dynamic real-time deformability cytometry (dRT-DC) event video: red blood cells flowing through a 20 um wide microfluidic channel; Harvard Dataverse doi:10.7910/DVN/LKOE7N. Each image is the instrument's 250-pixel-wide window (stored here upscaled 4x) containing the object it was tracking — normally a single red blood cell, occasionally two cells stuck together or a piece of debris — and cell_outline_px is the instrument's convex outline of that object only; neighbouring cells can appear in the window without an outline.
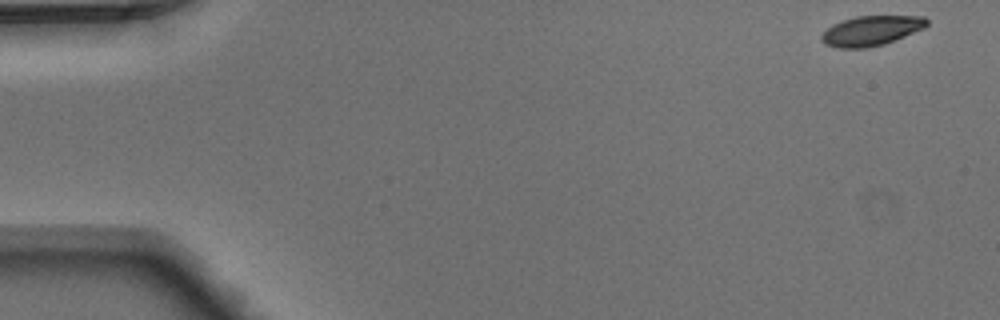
{"species": "Egyptian fruit bat (a non-hibernating species)", "species_latin": "Rousettus aegyptiacus", "temperature_condition": "warm", "stored_images_in_passage": 2, "camera_frame_rate_fps": 3000, "um_per_image_px": 0.085, "animal": {"sex": "male"}, "frame": {"image": 1, "passage_image": 1, "time_ms": 0.0, "image_size_px": [1000, 320], "cell_outline_px": [[928, 24], [924, 28], [884, 44], [868, 48], [836, 48], [824, 44], [820, 40], [820, 36], [832, 24], [856, 16], [924, 16], [928, 20]], "centroid_in_image_um": [74.03, 2.62], "position_along_channel_um": 11.0, "area_um2": 18.32}}